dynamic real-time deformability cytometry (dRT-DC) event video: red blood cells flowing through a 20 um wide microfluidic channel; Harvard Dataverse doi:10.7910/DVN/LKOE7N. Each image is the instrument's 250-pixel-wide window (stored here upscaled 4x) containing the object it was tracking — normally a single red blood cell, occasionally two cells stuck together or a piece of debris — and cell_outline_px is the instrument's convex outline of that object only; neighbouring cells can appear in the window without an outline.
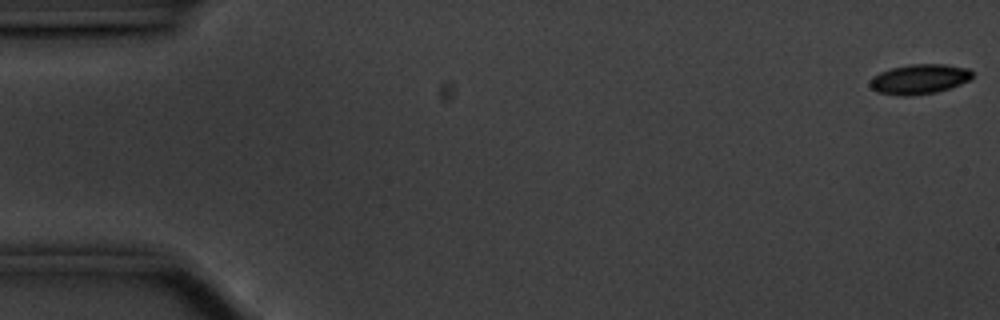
{"species": "common noctule bat (a hibernating species)", "species_latin": "Nyctalus noctula", "temperature_condition": "cold", "stored_images_in_passage": 57, "camera_frame_rate_fps": 3000, "um_per_image_px": 0.085, "animal": {"sex": "male", "body_mass_g": 20.1, "forearm_length_mm": 53.5}, "frame": {"image": 1, "passage_image": 1, "time_ms": 0.0, "image_size_px": [1000, 320], "cell_outline_px": [[972, 76], [968, 80], [960, 84], [936, 92], [912, 96], [900, 96], [876, 92], [868, 84], [872, 76], [880, 72], [892, 68], [912, 64], [944, 64], [968, 68], [972, 72]], "centroid_in_image_um": [78.1, 6.73], "position_along_channel_um": 6.9, "area_um2": 17.8}}
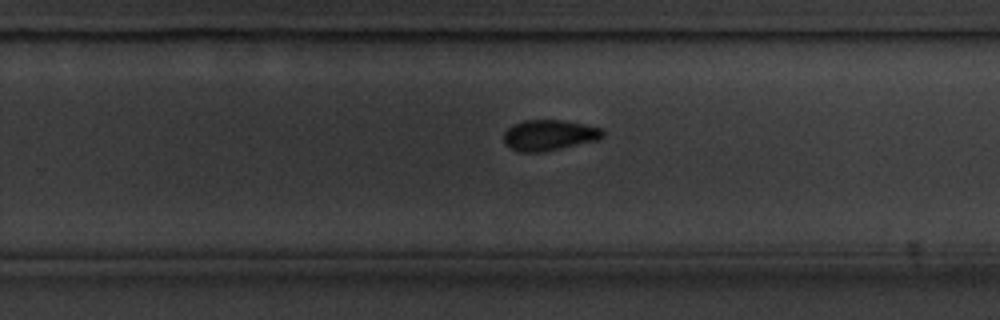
{"frame": {"image": 2, "passage_image": 36, "time_ms": 11.667, "image_size_px": [1000, 320], "cell_outline_px": [[604, 136], [600, 140], [544, 152], [520, 152], [504, 144], [504, 132], [512, 124], [524, 120], [564, 120], [584, 124], [600, 128], [604, 132]], "centroid_in_image_um": [46.69, 11.49], "position_along_channel_um": 283.1, "area_um2": 17.92}}
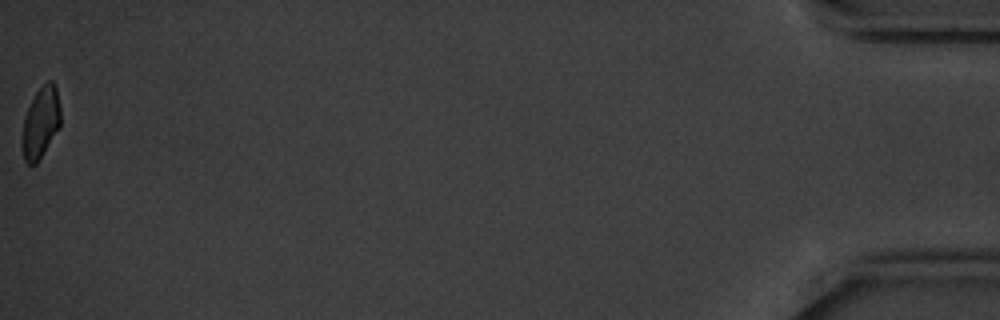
{"frame": {"image": 3, "passage_image": 57, "time_ms": 18.667, "image_size_px": [1000, 320], "cell_outline_px": [[60, 124], [36, 164], [28, 164], [24, 160], [20, 144], [24, 120], [28, 108], [36, 92], [48, 80], [52, 80], [56, 84], [60, 108]], "centroid_in_image_um": [3.44, 10.41], "position_along_channel_um": 431.8, "area_um2": 15.72}}